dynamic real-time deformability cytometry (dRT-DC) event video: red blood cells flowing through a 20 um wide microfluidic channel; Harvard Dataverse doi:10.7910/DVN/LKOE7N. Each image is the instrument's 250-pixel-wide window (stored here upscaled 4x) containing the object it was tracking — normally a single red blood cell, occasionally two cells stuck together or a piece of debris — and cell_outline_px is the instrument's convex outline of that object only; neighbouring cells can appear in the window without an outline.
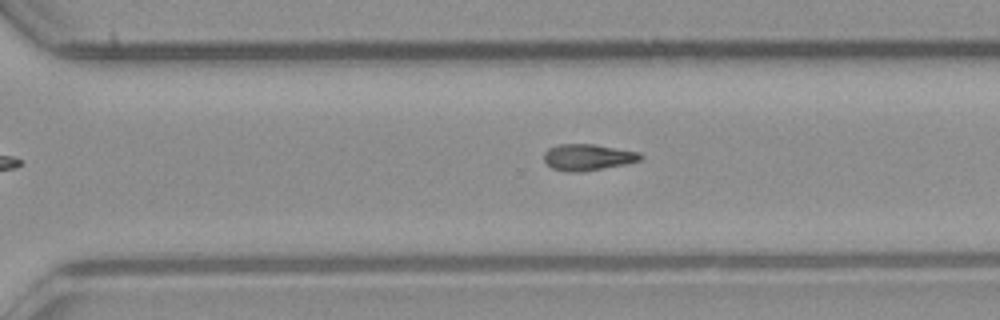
{"species": "common noctule bat (a hibernating species)", "species_latin": "Nyctalus noctula", "temperature_condition": "room temperature", "stored_images_in_passage": 37, "camera_frame_rate_fps": 3000, "um_per_image_px": 0.085, "animal": {"sex": "male", "body_mass_g": 23.1, "forearm_length_mm": 52.7}, "frame": {"image": 1, "passage_image": 32, "time_ms": 10.333, "image_size_px": [1000, 320], "cell_outline_px": [[644, 156], [640, 160], [628, 164], [580, 172], [564, 172], [552, 168], [544, 160], [544, 152], [548, 148], [556, 144], [592, 144], [640, 152]], "centroid_in_image_um": [49.96, 13.37], "position_along_channel_um": 320.6, "area_um2": 14.97}}